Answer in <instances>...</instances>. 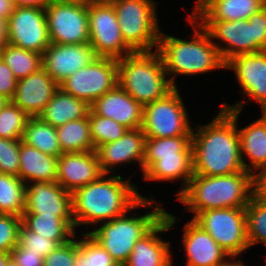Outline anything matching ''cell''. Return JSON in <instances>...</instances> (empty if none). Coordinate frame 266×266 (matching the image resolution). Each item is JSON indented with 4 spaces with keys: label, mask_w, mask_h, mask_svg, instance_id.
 Segmentation results:
<instances>
[{
    "label": "cell",
    "mask_w": 266,
    "mask_h": 266,
    "mask_svg": "<svg viewBox=\"0 0 266 266\" xmlns=\"http://www.w3.org/2000/svg\"><path fill=\"white\" fill-rule=\"evenodd\" d=\"M83 237L85 238L78 241V251L75 255L74 266L118 265L113 257L88 233H84Z\"/></svg>",
    "instance_id": "35"
},
{
    "label": "cell",
    "mask_w": 266,
    "mask_h": 266,
    "mask_svg": "<svg viewBox=\"0 0 266 266\" xmlns=\"http://www.w3.org/2000/svg\"><path fill=\"white\" fill-rule=\"evenodd\" d=\"M88 121L90 124V135L95 150L102 144L118 140L128 130V128L119 124L115 120L96 115L91 110L88 112Z\"/></svg>",
    "instance_id": "36"
},
{
    "label": "cell",
    "mask_w": 266,
    "mask_h": 266,
    "mask_svg": "<svg viewBox=\"0 0 266 266\" xmlns=\"http://www.w3.org/2000/svg\"><path fill=\"white\" fill-rule=\"evenodd\" d=\"M97 1H109V2H110V1H112V0H97Z\"/></svg>",
    "instance_id": "56"
},
{
    "label": "cell",
    "mask_w": 266,
    "mask_h": 266,
    "mask_svg": "<svg viewBox=\"0 0 266 266\" xmlns=\"http://www.w3.org/2000/svg\"><path fill=\"white\" fill-rule=\"evenodd\" d=\"M121 34L134 52H150L161 34L152 0H112Z\"/></svg>",
    "instance_id": "8"
},
{
    "label": "cell",
    "mask_w": 266,
    "mask_h": 266,
    "mask_svg": "<svg viewBox=\"0 0 266 266\" xmlns=\"http://www.w3.org/2000/svg\"><path fill=\"white\" fill-rule=\"evenodd\" d=\"M88 26L90 45L97 57L120 59L134 53L123 39L111 2L96 0L88 5Z\"/></svg>",
    "instance_id": "10"
},
{
    "label": "cell",
    "mask_w": 266,
    "mask_h": 266,
    "mask_svg": "<svg viewBox=\"0 0 266 266\" xmlns=\"http://www.w3.org/2000/svg\"><path fill=\"white\" fill-rule=\"evenodd\" d=\"M6 266H19L12 258H10Z\"/></svg>",
    "instance_id": "54"
},
{
    "label": "cell",
    "mask_w": 266,
    "mask_h": 266,
    "mask_svg": "<svg viewBox=\"0 0 266 266\" xmlns=\"http://www.w3.org/2000/svg\"><path fill=\"white\" fill-rule=\"evenodd\" d=\"M240 137L241 158L244 169L254 174L252 166L256 171L266 169V122L256 120L249 126L238 130ZM243 153L251 160L252 166L243 160Z\"/></svg>",
    "instance_id": "27"
},
{
    "label": "cell",
    "mask_w": 266,
    "mask_h": 266,
    "mask_svg": "<svg viewBox=\"0 0 266 266\" xmlns=\"http://www.w3.org/2000/svg\"><path fill=\"white\" fill-rule=\"evenodd\" d=\"M53 0H13L15 7H36L45 9Z\"/></svg>",
    "instance_id": "46"
},
{
    "label": "cell",
    "mask_w": 266,
    "mask_h": 266,
    "mask_svg": "<svg viewBox=\"0 0 266 266\" xmlns=\"http://www.w3.org/2000/svg\"><path fill=\"white\" fill-rule=\"evenodd\" d=\"M45 12L51 43H90L87 5L53 0Z\"/></svg>",
    "instance_id": "13"
},
{
    "label": "cell",
    "mask_w": 266,
    "mask_h": 266,
    "mask_svg": "<svg viewBox=\"0 0 266 266\" xmlns=\"http://www.w3.org/2000/svg\"><path fill=\"white\" fill-rule=\"evenodd\" d=\"M25 189L26 185L19 177L0 173V214L22 217Z\"/></svg>",
    "instance_id": "34"
},
{
    "label": "cell",
    "mask_w": 266,
    "mask_h": 266,
    "mask_svg": "<svg viewBox=\"0 0 266 266\" xmlns=\"http://www.w3.org/2000/svg\"><path fill=\"white\" fill-rule=\"evenodd\" d=\"M58 89L59 84L43 68H40L35 73L17 81L11 101L29 117H38Z\"/></svg>",
    "instance_id": "17"
},
{
    "label": "cell",
    "mask_w": 266,
    "mask_h": 266,
    "mask_svg": "<svg viewBox=\"0 0 266 266\" xmlns=\"http://www.w3.org/2000/svg\"><path fill=\"white\" fill-rule=\"evenodd\" d=\"M145 142L146 135L138 128L128 129L118 140L98 146L95 151L102 173L108 174L117 163H130L134 160H138L143 170Z\"/></svg>",
    "instance_id": "21"
},
{
    "label": "cell",
    "mask_w": 266,
    "mask_h": 266,
    "mask_svg": "<svg viewBox=\"0 0 266 266\" xmlns=\"http://www.w3.org/2000/svg\"><path fill=\"white\" fill-rule=\"evenodd\" d=\"M233 69L243 94L261 105L266 101V51L230 58L225 69Z\"/></svg>",
    "instance_id": "20"
},
{
    "label": "cell",
    "mask_w": 266,
    "mask_h": 266,
    "mask_svg": "<svg viewBox=\"0 0 266 266\" xmlns=\"http://www.w3.org/2000/svg\"><path fill=\"white\" fill-rule=\"evenodd\" d=\"M244 104L223 105L210 124L192 133L193 175L227 176L245 170L236 127Z\"/></svg>",
    "instance_id": "1"
},
{
    "label": "cell",
    "mask_w": 266,
    "mask_h": 266,
    "mask_svg": "<svg viewBox=\"0 0 266 266\" xmlns=\"http://www.w3.org/2000/svg\"><path fill=\"white\" fill-rule=\"evenodd\" d=\"M14 9L13 0H0V18L8 20Z\"/></svg>",
    "instance_id": "47"
},
{
    "label": "cell",
    "mask_w": 266,
    "mask_h": 266,
    "mask_svg": "<svg viewBox=\"0 0 266 266\" xmlns=\"http://www.w3.org/2000/svg\"><path fill=\"white\" fill-rule=\"evenodd\" d=\"M7 42L43 54L51 44L45 9L15 7L8 19Z\"/></svg>",
    "instance_id": "14"
},
{
    "label": "cell",
    "mask_w": 266,
    "mask_h": 266,
    "mask_svg": "<svg viewBox=\"0 0 266 266\" xmlns=\"http://www.w3.org/2000/svg\"><path fill=\"white\" fill-rule=\"evenodd\" d=\"M194 28L192 40L186 41L161 33L156 51L169 76L175 74L196 75L214 69L225 68L218 46L211 41L207 30L199 25ZM202 31L201 32H199Z\"/></svg>",
    "instance_id": "5"
},
{
    "label": "cell",
    "mask_w": 266,
    "mask_h": 266,
    "mask_svg": "<svg viewBox=\"0 0 266 266\" xmlns=\"http://www.w3.org/2000/svg\"><path fill=\"white\" fill-rule=\"evenodd\" d=\"M22 217L0 214V252L10 253L18 244Z\"/></svg>",
    "instance_id": "41"
},
{
    "label": "cell",
    "mask_w": 266,
    "mask_h": 266,
    "mask_svg": "<svg viewBox=\"0 0 266 266\" xmlns=\"http://www.w3.org/2000/svg\"><path fill=\"white\" fill-rule=\"evenodd\" d=\"M58 246L56 241L30 231L23 224L20 225L17 247L30 249L31 252L45 257Z\"/></svg>",
    "instance_id": "40"
},
{
    "label": "cell",
    "mask_w": 266,
    "mask_h": 266,
    "mask_svg": "<svg viewBox=\"0 0 266 266\" xmlns=\"http://www.w3.org/2000/svg\"><path fill=\"white\" fill-rule=\"evenodd\" d=\"M17 81L11 69L0 57V94L11 101L15 94Z\"/></svg>",
    "instance_id": "43"
},
{
    "label": "cell",
    "mask_w": 266,
    "mask_h": 266,
    "mask_svg": "<svg viewBox=\"0 0 266 266\" xmlns=\"http://www.w3.org/2000/svg\"><path fill=\"white\" fill-rule=\"evenodd\" d=\"M58 157L20 142V169L18 177L28 181L56 182ZM26 181V182H25Z\"/></svg>",
    "instance_id": "25"
},
{
    "label": "cell",
    "mask_w": 266,
    "mask_h": 266,
    "mask_svg": "<svg viewBox=\"0 0 266 266\" xmlns=\"http://www.w3.org/2000/svg\"><path fill=\"white\" fill-rule=\"evenodd\" d=\"M56 133L62 153L95 151L88 115L57 127Z\"/></svg>",
    "instance_id": "31"
},
{
    "label": "cell",
    "mask_w": 266,
    "mask_h": 266,
    "mask_svg": "<svg viewBox=\"0 0 266 266\" xmlns=\"http://www.w3.org/2000/svg\"><path fill=\"white\" fill-rule=\"evenodd\" d=\"M261 107H262V117L260 119L266 122V101H264L261 104Z\"/></svg>",
    "instance_id": "53"
},
{
    "label": "cell",
    "mask_w": 266,
    "mask_h": 266,
    "mask_svg": "<svg viewBox=\"0 0 266 266\" xmlns=\"http://www.w3.org/2000/svg\"><path fill=\"white\" fill-rule=\"evenodd\" d=\"M103 175L96 151L62 153L56 181L70 193Z\"/></svg>",
    "instance_id": "18"
},
{
    "label": "cell",
    "mask_w": 266,
    "mask_h": 266,
    "mask_svg": "<svg viewBox=\"0 0 266 266\" xmlns=\"http://www.w3.org/2000/svg\"><path fill=\"white\" fill-rule=\"evenodd\" d=\"M165 211L159 206L143 216L126 214L114 218L88 234L99 243L117 262L125 264L136 242L145 236L163 217ZM127 216V217H126Z\"/></svg>",
    "instance_id": "7"
},
{
    "label": "cell",
    "mask_w": 266,
    "mask_h": 266,
    "mask_svg": "<svg viewBox=\"0 0 266 266\" xmlns=\"http://www.w3.org/2000/svg\"><path fill=\"white\" fill-rule=\"evenodd\" d=\"M10 258H11L10 253L0 252V266H6Z\"/></svg>",
    "instance_id": "50"
},
{
    "label": "cell",
    "mask_w": 266,
    "mask_h": 266,
    "mask_svg": "<svg viewBox=\"0 0 266 266\" xmlns=\"http://www.w3.org/2000/svg\"><path fill=\"white\" fill-rule=\"evenodd\" d=\"M162 266H172V262L169 259L165 264H163Z\"/></svg>",
    "instance_id": "55"
},
{
    "label": "cell",
    "mask_w": 266,
    "mask_h": 266,
    "mask_svg": "<svg viewBox=\"0 0 266 266\" xmlns=\"http://www.w3.org/2000/svg\"><path fill=\"white\" fill-rule=\"evenodd\" d=\"M245 209L249 246L263 242L266 247V205L254 195Z\"/></svg>",
    "instance_id": "37"
},
{
    "label": "cell",
    "mask_w": 266,
    "mask_h": 266,
    "mask_svg": "<svg viewBox=\"0 0 266 266\" xmlns=\"http://www.w3.org/2000/svg\"><path fill=\"white\" fill-rule=\"evenodd\" d=\"M192 135L146 138L143 159V174L158 160V156L193 154Z\"/></svg>",
    "instance_id": "32"
},
{
    "label": "cell",
    "mask_w": 266,
    "mask_h": 266,
    "mask_svg": "<svg viewBox=\"0 0 266 266\" xmlns=\"http://www.w3.org/2000/svg\"><path fill=\"white\" fill-rule=\"evenodd\" d=\"M22 224L30 231L54 240L59 245L66 244L72 240L69 238L75 237L74 221H63L55 215L23 214Z\"/></svg>",
    "instance_id": "29"
},
{
    "label": "cell",
    "mask_w": 266,
    "mask_h": 266,
    "mask_svg": "<svg viewBox=\"0 0 266 266\" xmlns=\"http://www.w3.org/2000/svg\"><path fill=\"white\" fill-rule=\"evenodd\" d=\"M61 2H67V3H72V4H80V5H90L96 0H57Z\"/></svg>",
    "instance_id": "49"
},
{
    "label": "cell",
    "mask_w": 266,
    "mask_h": 266,
    "mask_svg": "<svg viewBox=\"0 0 266 266\" xmlns=\"http://www.w3.org/2000/svg\"><path fill=\"white\" fill-rule=\"evenodd\" d=\"M89 110L90 105L85 101L64 92L59 87L39 117L57 128L69 121L86 117Z\"/></svg>",
    "instance_id": "26"
},
{
    "label": "cell",
    "mask_w": 266,
    "mask_h": 266,
    "mask_svg": "<svg viewBox=\"0 0 266 266\" xmlns=\"http://www.w3.org/2000/svg\"><path fill=\"white\" fill-rule=\"evenodd\" d=\"M196 3L193 16L188 18L193 20L189 23L193 27L197 19H203L202 21L248 20L251 15L266 6V0H198Z\"/></svg>",
    "instance_id": "23"
},
{
    "label": "cell",
    "mask_w": 266,
    "mask_h": 266,
    "mask_svg": "<svg viewBox=\"0 0 266 266\" xmlns=\"http://www.w3.org/2000/svg\"><path fill=\"white\" fill-rule=\"evenodd\" d=\"M0 57L17 80L42 68V54L22 49L8 42L0 49Z\"/></svg>",
    "instance_id": "33"
},
{
    "label": "cell",
    "mask_w": 266,
    "mask_h": 266,
    "mask_svg": "<svg viewBox=\"0 0 266 266\" xmlns=\"http://www.w3.org/2000/svg\"><path fill=\"white\" fill-rule=\"evenodd\" d=\"M118 85L142 106L164 98L175 86L174 77L166 80L160 54L134 52L117 59Z\"/></svg>",
    "instance_id": "4"
},
{
    "label": "cell",
    "mask_w": 266,
    "mask_h": 266,
    "mask_svg": "<svg viewBox=\"0 0 266 266\" xmlns=\"http://www.w3.org/2000/svg\"><path fill=\"white\" fill-rule=\"evenodd\" d=\"M10 100L5 96L0 94V110L9 102Z\"/></svg>",
    "instance_id": "52"
},
{
    "label": "cell",
    "mask_w": 266,
    "mask_h": 266,
    "mask_svg": "<svg viewBox=\"0 0 266 266\" xmlns=\"http://www.w3.org/2000/svg\"><path fill=\"white\" fill-rule=\"evenodd\" d=\"M8 38V20L0 18V49L7 43Z\"/></svg>",
    "instance_id": "48"
},
{
    "label": "cell",
    "mask_w": 266,
    "mask_h": 266,
    "mask_svg": "<svg viewBox=\"0 0 266 266\" xmlns=\"http://www.w3.org/2000/svg\"><path fill=\"white\" fill-rule=\"evenodd\" d=\"M222 247L232 259L249 248L245 208L210 209L192 219Z\"/></svg>",
    "instance_id": "9"
},
{
    "label": "cell",
    "mask_w": 266,
    "mask_h": 266,
    "mask_svg": "<svg viewBox=\"0 0 266 266\" xmlns=\"http://www.w3.org/2000/svg\"><path fill=\"white\" fill-rule=\"evenodd\" d=\"M29 116L12 101L0 110V138L22 139Z\"/></svg>",
    "instance_id": "38"
},
{
    "label": "cell",
    "mask_w": 266,
    "mask_h": 266,
    "mask_svg": "<svg viewBox=\"0 0 266 266\" xmlns=\"http://www.w3.org/2000/svg\"><path fill=\"white\" fill-rule=\"evenodd\" d=\"M255 175L254 195L266 205V169Z\"/></svg>",
    "instance_id": "45"
},
{
    "label": "cell",
    "mask_w": 266,
    "mask_h": 266,
    "mask_svg": "<svg viewBox=\"0 0 266 266\" xmlns=\"http://www.w3.org/2000/svg\"><path fill=\"white\" fill-rule=\"evenodd\" d=\"M11 258L19 266H44V257L31 252L30 249L14 247L10 252Z\"/></svg>",
    "instance_id": "44"
},
{
    "label": "cell",
    "mask_w": 266,
    "mask_h": 266,
    "mask_svg": "<svg viewBox=\"0 0 266 266\" xmlns=\"http://www.w3.org/2000/svg\"><path fill=\"white\" fill-rule=\"evenodd\" d=\"M101 175L96 181L76 189L72 193L73 221L75 226L97 224L125 215L130 209L152 203L138 194L129 180L118 176L105 179Z\"/></svg>",
    "instance_id": "2"
},
{
    "label": "cell",
    "mask_w": 266,
    "mask_h": 266,
    "mask_svg": "<svg viewBox=\"0 0 266 266\" xmlns=\"http://www.w3.org/2000/svg\"><path fill=\"white\" fill-rule=\"evenodd\" d=\"M118 85L117 59L97 57L59 84L66 93L91 105Z\"/></svg>",
    "instance_id": "12"
},
{
    "label": "cell",
    "mask_w": 266,
    "mask_h": 266,
    "mask_svg": "<svg viewBox=\"0 0 266 266\" xmlns=\"http://www.w3.org/2000/svg\"><path fill=\"white\" fill-rule=\"evenodd\" d=\"M21 141L55 157L62 154L56 127L46 123L39 116L29 117Z\"/></svg>",
    "instance_id": "30"
},
{
    "label": "cell",
    "mask_w": 266,
    "mask_h": 266,
    "mask_svg": "<svg viewBox=\"0 0 266 266\" xmlns=\"http://www.w3.org/2000/svg\"><path fill=\"white\" fill-rule=\"evenodd\" d=\"M27 185L23 214L55 215L63 221H73L72 193L57 181Z\"/></svg>",
    "instance_id": "15"
},
{
    "label": "cell",
    "mask_w": 266,
    "mask_h": 266,
    "mask_svg": "<svg viewBox=\"0 0 266 266\" xmlns=\"http://www.w3.org/2000/svg\"><path fill=\"white\" fill-rule=\"evenodd\" d=\"M78 251V241L70 240L59 245L44 257V266H74V259Z\"/></svg>",
    "instance_id": "42"
},
{
    "label": "cell",
    "mask_w": 266,
    "mask_h": 266,
    "mask_svg": "<svg viewBox=\"0 0 266 266\" xmlns=\"http://www.w3.org/2000/svg\"><path fill=\"white\" fill-rule=\"evenodd\" d=\"M183 100L177 87L164 98L143 106L142 127L146 138L192 135Z\"/></svg>",
    "instance_id": "11"
},
{
    "label": "cell",
    "mask_w": 266,
    "mask_h": 266,
    "mask_svg": "<svg viewBox=\"0 0 266 266\" xmlns=\"http://www.w3.org/2000/svg\"><path fill=\"white\" fill-rule=\"evenodd\" d=\"M176 222L175 217L165 211L164 217L133 247L125 266H162L171 259L169 243L156 235L168 231Z\"/></svg>",
    "instance_id": "22"
},
{
    "label": "cell",
    "mask_w": 266,
    "mask_h": 266,
    "mask_svg": "<svg viewBox=\"0 0 266 266\" xmlns=\"http://www.w3.org/2000/svg\"><path fill=\"white\" fill-rule=\"evenodd\" d=\"M21 139L0 138V173L17 176L20 169Z\"/></svg>",
    "instance_id": "39"
},
{
    "label": "cell",
    "mask_w": 266,
    "mask_h": 266,
    "mask_svg": "<svg viewBox=\"0 0 266 266\" xmlns=\"http://www.w3.org/2000/svg\"><path fill=\"white\" fill-rule=\"evenodd\" d=\"M90 110L96 115L111 118L128 129L142 127L143 106L119 85L95 100L90 105Z\"/></svg>",
    "instance_id": "19"
},
{
    "label": "cell",
    "mask_w": 266,
    "mask_h": 266,
    "mask_svg": "<svg viewBox=\"0 0 266 266\" xmlns=\"http://www.w3.org/2000/svg\"><path fill=\"white\" fill-rule=\"evenodd\" d=\"M221 266H244L242 264V261L239 259L236 263L235 262H229L228 260L225 261Z\"/></svg>",
    "instance_id": "51"
},
{
    "label": "cell",
    "mask_w": 266,
    "mask_h": 266,
    "mask_svg": "<svg viewBox=\"0 0 266 266\" xmlns=\"http://www.w3.org/2000/svg\"><path fill=\"white\" fill-rule=\"evenodd\" d=\"M254 188L255 175L244 170L227 176L193 175L177 195L195 217L210 209L245 208L254 196Z\"/></svg>",
    "instance_id": "3"
},
{
    "label": "cell",
    "mask_w": 266,
    "mask_h": 266,
    "mask_svg": "<svg viewBox=\"0 0 266 266\" xmlns=\"http://www.w3.org/2000/svg\"><path fill=\"white\" fill-rule=\"evenodd\" d=\"M186 266H221L227 257L222 247L193 220L184 227Z\"/></svg>",
    "instance_id": "24"
},
{
    "label": "cell",
    "mask_w": 266,
    "mask_h": 266,
    "mask_svg": "<svg viewBox=\"0 0 266 266\" xmlns=\"http://www.w3.org/2000/svg\"><path fill=\"white\" fill-rule=\"evenodd\" d=\"M193 174V154H176L158 156V160L144 173V179L173 181L184 177L183 191Z\"/></svg>",
    "instance_id": "28"
},
{
    "label": "cell",
    "mask_w": 266,
    "mask_h": 266,
    "mask_svg": "<svg viewBox=\"0 0 266 266\" xmlns=\"http://www.w3.org/2000/svg\"><path fill=\"white\" fill-rule=\"evenodd\" d=\"M97 58L90 43H51L42 54V68L58 84Z\"/></svg>",
    "instance_id": "16"
},
{
    "label": "cell",
    "mask_w": 266,
    "mask_h": 266,
    "mask_svg": "<svg viewBox=\"0 0 266 266\" xmlns=\"http://www.w3.org/2000/svg\"><path fill=\"white\" fill-rule=\"evenodd\" d=\"M200 24L212 39L227 42L224 48L217 47L225 63L237 55L266 51V6L248 20L201 21Z\"/></svg>",
    "instance_id": "6"
}]
</instances>
